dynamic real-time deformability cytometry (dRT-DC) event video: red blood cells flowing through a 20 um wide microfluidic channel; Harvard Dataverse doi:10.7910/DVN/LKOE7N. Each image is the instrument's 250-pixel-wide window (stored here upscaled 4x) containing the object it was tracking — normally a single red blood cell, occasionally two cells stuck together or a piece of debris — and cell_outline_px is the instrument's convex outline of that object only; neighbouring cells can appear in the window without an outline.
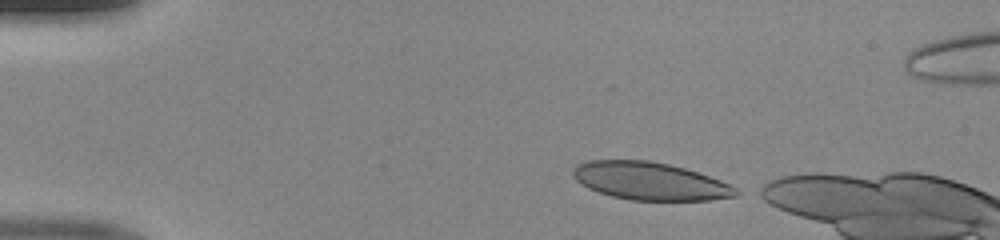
{"species": "human", "species_latin": "Homo sapiens", "temperature_condition": "room temperature", "stored_images_in_passage": 37, "camera_frame_rate_fps": 3000, "um_per_image_px": 0.085, "donor": {"sex": "male"}, "frame": {"image": 1, "passage_image": 1, "time_ms": 0.0, "image_size_px": [1000, 240], "cell_outline_px": [[744, 192], [736, 196], [712, 200], [628, 200], [612, 196], [588, 188], [580, 184], [572, 176], [572, 168], [576, 164], [588, 160], [648, 160], [668, 164], [684, 168], [720, 180]], "centroid_in_image_um": [55.22, 15.39], "position_along_channel_um": 29.8, "area_um2": 35.95}}
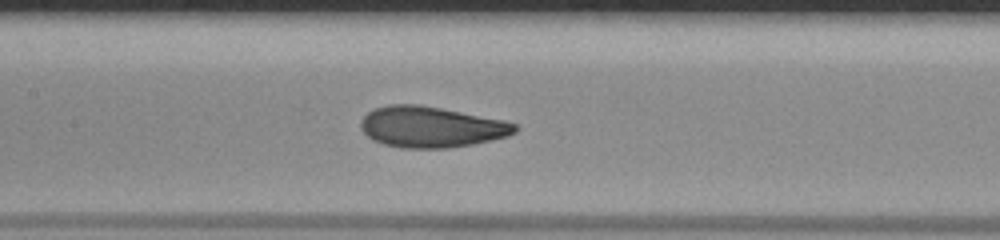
{"frame": {"image": 2, "passage_image": 16, "time_ms": 5.0, "image_size_px": [1000, 240], "cell_outline_px": [[520, 128], [516, 132], [508, 136], [472, 144], [448, 148], [400, 148], [384, 144], [372, 140], [360, 128], [360, 120], [372, 108], [388, 104], [420, 104], [504, 120], [516, 124]], "centroid_in_image_um": [36.63, 10.78], "position_along_channel_um": 170.8, "area_um2": 36.99}}
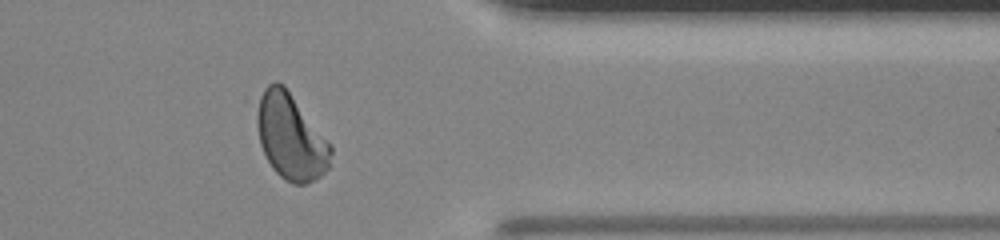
{"frame": {"image": 3, "passage_image": 32, "time_ms": 10.333, "image_size_px": [1000, 240], "cell_outline_px": [[332, 152], [328, 168], [320, 176], [304, 184], [292, 184], [284, 180], [272, 168], [260, 144], [252, 104], [252, 100], [268, 84], [276, 80], [284, 84], [332, 144]], "centroid_in_image_um": [24.65, 11.54], "position_along_channel_um": 386.7, "area_um2": 37.97}}